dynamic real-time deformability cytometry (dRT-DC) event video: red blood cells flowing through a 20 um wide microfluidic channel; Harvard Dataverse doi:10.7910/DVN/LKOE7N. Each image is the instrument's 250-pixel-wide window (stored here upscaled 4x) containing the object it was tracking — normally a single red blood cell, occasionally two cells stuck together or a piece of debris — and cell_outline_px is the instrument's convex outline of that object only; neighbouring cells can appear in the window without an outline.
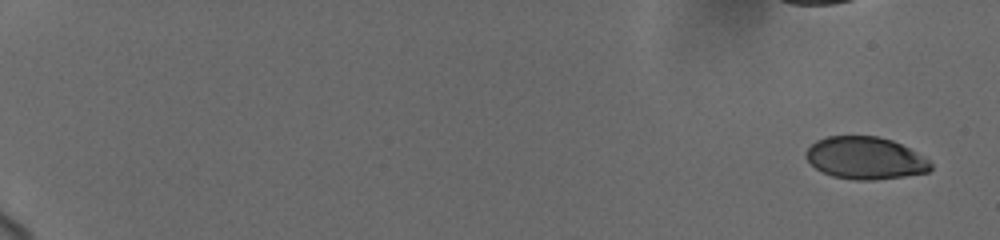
{"species": "human", "species_latin": "Homo sapiens", "temperature_condition": "cold", "stored_images_in_passage": 16, "camera_frame_rate_fps": 3000, "um_per_image_px": 0.085, "donor": {"sex": "female"}, "frame": {"image": 1, "passage_image": 1, "time_ms": 0.0, "image_size_px": [1000, 240], "cell_outline_px": [[932, 168], [928, 172], [904, 176], [872, 180], [856, 180], [832, 176], [816, 168], [804, 156], [804, 152], [816, 140], [828, 136], [876, 136], [892, 140], [924, 156], [932, 164]], "centroid_in_image_um": [73.54, 13.43], "position_along_channel_um": 11.5, "area_um2": 30.63}}